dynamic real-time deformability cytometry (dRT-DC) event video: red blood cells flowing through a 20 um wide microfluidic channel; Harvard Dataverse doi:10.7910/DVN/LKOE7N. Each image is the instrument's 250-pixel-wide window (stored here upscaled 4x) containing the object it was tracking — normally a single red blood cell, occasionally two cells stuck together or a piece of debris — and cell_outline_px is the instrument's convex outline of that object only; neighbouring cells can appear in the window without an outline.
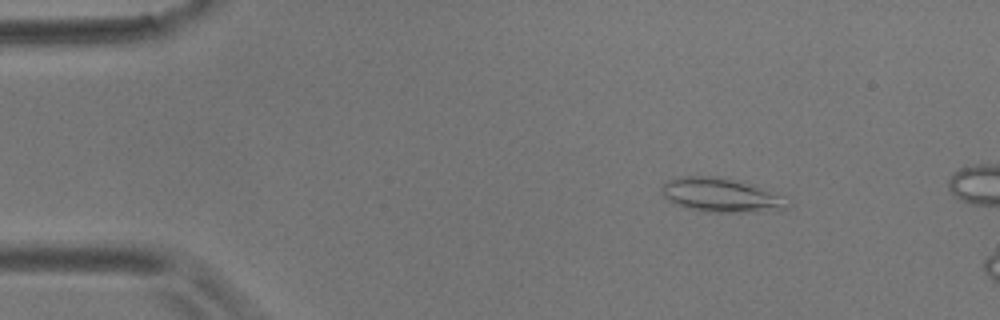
{"species": "common noctule bat (a hibernating species)", "species_latin": "Nyctalus noctula", "temperature_condition": "room temperature", "stored_images_in_passage": 5, "camera_frame_rate_fps": 3000, "um_per_image_px": 0.085, "animal": {"sex": "male", "body_mass_g": 17.9}, "frame": {"image": 1, "passage_image": 3, "time_ms": 2.333, "image_size_px": [1000, 320], "cell_outline_px": [[788, 208], [776, 212], [704, 212], [688, 208], [676, 204], [668, 200], [664, 196], [660, 188], [668, 180], [680, 176], [716, 176], [740, 180], [756, 184], [788, 196]], "centroid_in_image_um": [61.42, 16.58], "position_along_channel_um": 23.6, "area_um2": 25.89}}